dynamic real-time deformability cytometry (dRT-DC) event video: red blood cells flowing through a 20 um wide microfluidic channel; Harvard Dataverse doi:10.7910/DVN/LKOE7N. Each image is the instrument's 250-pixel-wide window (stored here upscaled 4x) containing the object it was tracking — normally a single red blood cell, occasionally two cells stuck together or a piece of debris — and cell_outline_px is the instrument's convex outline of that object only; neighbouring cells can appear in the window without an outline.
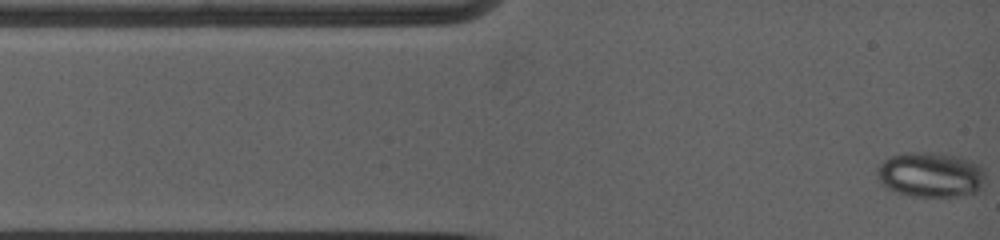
{"species": "common noctule bat (a hibernating species)", "species_latin": "Nyctalus noctula", "temperature_condition": "warm", "stored_images_in_passage": 3, "camera_frame_rate_fps": 5000, "um_per_image_px": 0.085, "animal": {"sex": "female", "body_mass_g": 19.0, "forearm_length_mm": 53.3}, "frame": {"image": 1, "passage_image": 1, "time_ms": 0.0, "image_size_px": [1000, 240], "cell_outline_px": [[984, 180], [980, 192], [956, 196], [912, 196], [896, 192], [880, 184], [876, 176], [876, 168], [884, 160], [892, 156], [904, 152], [944, 152], [960, 156], [972, 160], [980, 164], [984, 168]], "centroid_in_image_um": [79.12, 14.83], "position_along_channel_um": 5.9, "area_um2": 29.13}}